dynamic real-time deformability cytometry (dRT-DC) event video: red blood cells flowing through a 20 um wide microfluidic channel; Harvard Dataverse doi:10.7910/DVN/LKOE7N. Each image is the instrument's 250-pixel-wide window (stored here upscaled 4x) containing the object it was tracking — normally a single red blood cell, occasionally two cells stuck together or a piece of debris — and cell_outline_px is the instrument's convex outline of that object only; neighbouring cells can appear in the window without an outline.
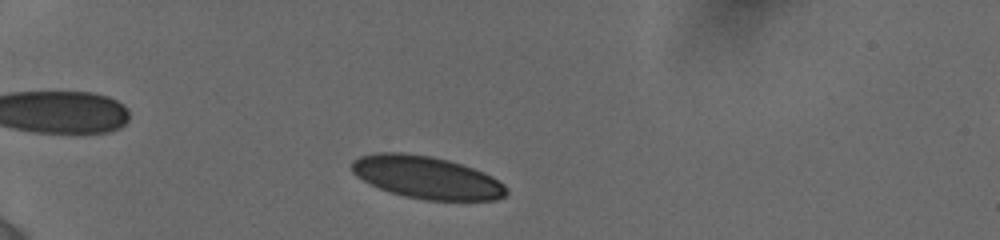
{"species": "human", "species_latin": "Homo sapiens", "temperature_condition": "cold", "stored_images_in_passage": 13, "camera_frame_rate_fps": 3000, "um_per_image_px": 0.085, "donor": {"sex": "female"}, "frame": {"image": 1, "passage_image": 7, "time_ms": 1.333, "image_size_px": [1000, 240], "cell_outline_px": [[508, 196], [496, 200], [424, 200], [404, 196], [380, 188], [356, 176], [352, 172], [352, 160], [360, 156], [376, 152], [400, 152], [428, 156], [448, 160], [484, 172], [492, 176], [504, 184], [508, 188]], "centroid_in_image_um": [36.3, 15.08], "position_along_channel_um": 48.7, "area_um2": 38.21}}